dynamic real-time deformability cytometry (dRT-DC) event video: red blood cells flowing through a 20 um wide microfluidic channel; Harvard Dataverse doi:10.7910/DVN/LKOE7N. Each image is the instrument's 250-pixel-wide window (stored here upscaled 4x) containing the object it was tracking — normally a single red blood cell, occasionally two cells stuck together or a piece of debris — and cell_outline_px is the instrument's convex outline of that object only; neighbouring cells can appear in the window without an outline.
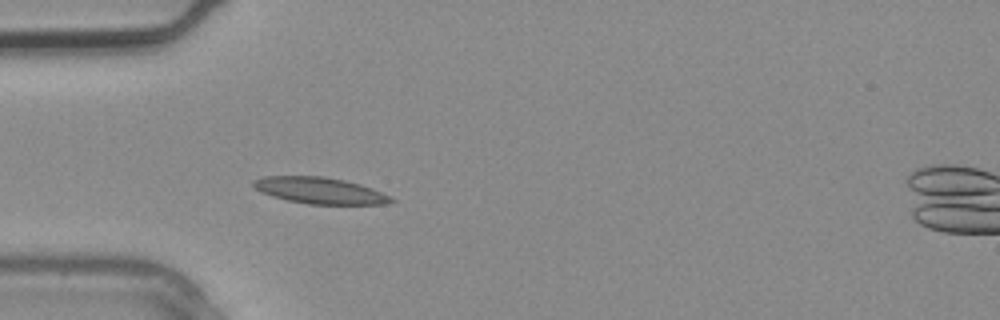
{"species": "common noctule bat (a hibernating species)", "species_latin": "Nyctalus noctula", "temperature_condition": "warm", "stored_images_in_passage": 4, "camera_frame_rate_fps": 3000, "um_per_image_px": 0.085, "animal": {"sex": "male", "body_mass_g": 20.4}, "frame": {"image": 1, "passage_image": 3, "time_ms": 0.667, "image_size_px": [1000, 320], "cell_outline_px": [[396, 200], [388, 204], [308, 204], [288, 200], [272, 196], [260, 192], [252, 184], [252, 180], [264, 176], [324, 176], [344, 180], [360, 184], [372, 188]], "centroid_in_image_um": [27.16, 16.19], "position_along_channel_um": 57.8, "area_um2": 21.1}}